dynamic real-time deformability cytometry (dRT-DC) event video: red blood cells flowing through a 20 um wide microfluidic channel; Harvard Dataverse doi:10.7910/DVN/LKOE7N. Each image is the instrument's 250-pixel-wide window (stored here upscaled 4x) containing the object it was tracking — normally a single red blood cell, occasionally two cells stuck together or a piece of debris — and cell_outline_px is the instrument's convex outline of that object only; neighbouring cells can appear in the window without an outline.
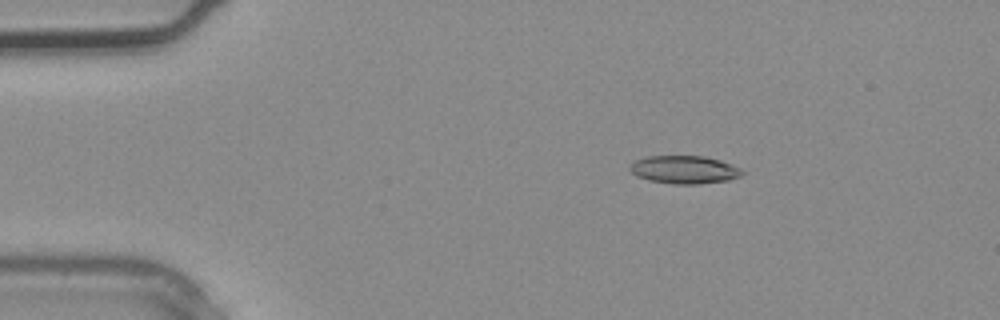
{"species": "common noctule bat (a hibernating species)", "species_latin": "Nyctalus noctula", "temperature_condition": "warm", "stored_images_in_passage": 1, "camera_frame_rate_fps": 3000, "um_per_image_px": 0.085, "animal": {"sex": "male", "body_mass_g": 20.4}, "frame": {"image": 1, "passage_image": 1, "time_ms": 0.0, "image_size_px": [1000, 320], "cell_outline_px": [[744, 172], [740, 176], [728, 180], [700, 184], [676, 184], [648, 180], [636, 176], [628, 168], [628, 164], [636, 160], [648, 156], [704, 156], [720, 160], [732, 164], [740, 168]], "centroid_in_image_um": [58.15, 14.42], "position_along_channel_um": 26.9, "area_um2": 18.38}}